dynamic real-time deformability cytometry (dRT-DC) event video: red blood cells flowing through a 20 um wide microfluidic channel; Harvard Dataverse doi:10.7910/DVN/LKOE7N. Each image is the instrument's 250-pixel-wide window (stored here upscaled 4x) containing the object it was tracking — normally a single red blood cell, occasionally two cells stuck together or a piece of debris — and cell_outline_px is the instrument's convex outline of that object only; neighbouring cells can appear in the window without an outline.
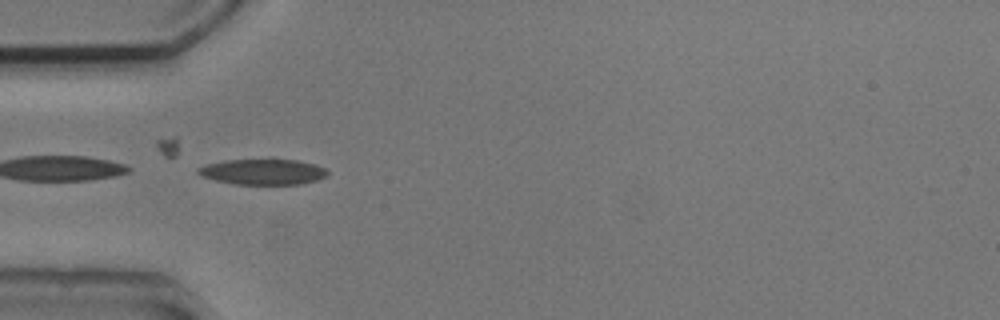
{"species": "common noctule bat (a hibernating species)", "species_latin": "Nyctalus noctula", "temperature_condition": "cold", "stored_images_in_passage": 30, "camera_frame_rate_fps": 3000, "um_per_image_px": 0.085, "animal": {"sex": "male", "body_mass_g": 20.5, "forearm_length_mm": 52.5}, "frame": {"image": 1, "passage_image": 12, "time_ms": 3.667, "image_size_px": [1000, 320], "cell_outline_px": [[328, 176], [316, 180], [300, 184], [232, 184], [216, 180], [204, 176], [196, 172], [196, 168], [208, 164], [224, 160], [268, 156], [272, 156], [296, 160], [316, 164], [324, 168], [328, 172]], "centroid_in_image_um": [22.36, 14.55], "position_along_channel_um": 62.6, "area_um2": 20.23}}